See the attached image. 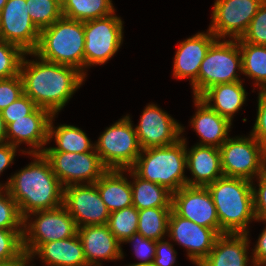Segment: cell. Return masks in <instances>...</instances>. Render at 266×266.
I'll return each instance as SVG.
<instances>
[{
	"instance_id": "6da1fadb",
	"label": "cell",
	"mask_w": 266,
	"mask_h": 266,
	"mask_svg": "<svg viewBox=\"0 0 266 266\" xmlns=\"http://www.w3.org/2000/svg\"><path fill=\"white\" fill-rule=\"evenodd\" d=\"M37 59L34 61L27 60L25 55L23 57L20 75L24 94L38 107L57 115L86 76L75 67Z\"/></svg>"
},
{
	"instance_id": "7a4b0ae2",
	"label": "cell",
	"mask_w": 266,
	"mask_h": 266,
	"mask_svg": "<svg viewBox=\"0 0 266 266\" xmlns=\"http://www.w3.org/2000/svg\"><path fill=\"white\" fill-rule=\"evenodd\" d=\"M34 157L6 182L7 191L17 202L20 214L51 210L63 205L64 187L53 173L50 162L43 153L28 154Z\"/></svg>"
},
{
	"instance_id": "3957f363",
	"label": "cell",
	"mask_w": 266,
	"mask_h": 266,
	"mask_svg": "<svg viewBox=\"0 0 266 266\" xmlns=\"http://www.w3.org/2000/svg\"><path fill=\"white\" fill-rule=\"evenodd\" d=\"M210 192L220 224V235L248 234V224L256 221L253 207L252 182L222 176L206 186Z\"/></svg>"
},
{
	"instance_id": "277c9868",
	"label": "cell",
	"mask_w": 266,
	"mask_h": 266,
	"mask_svg": "<svg viewBox=\"0 0 266 266\" xmlns=\"http://www.w3.org/2000/svg\"><path fill=\"white\" fill-rule=\"evenodd\" d=\"M84 43V22L62 16L51 26L40 30L37 48L25 55L72 66L84 74Z\"/></svg>"
},
{
	"instance_id": "5b68a950",
	"label": "cell",
	"mask_w": 266,
	"mask_h": 266,
	"mask_svg": "<svg viewBox=\"0 0 266 266\" xmlns=\"http://www.w3.org/2000/svg\"><path fill=\"white\" fill-rule=\"evenodd\" d=\"M185 168L186 138L182 136L176 143L168 146L142 149L130 169L138 177L157 183L174 193L187 186Z\"/></svg>"
},
{
	"instance_id": "8992f818",
	"label": "cell",
	"mask_w": 266,
	"mask_h": 266,
	"mask_svg": "<svg viewBox=\"0 0 266 266\" xmlns=\"http://www.w3.org/2000/svg\"><path fill=\"white\" fill-rule=\"evenodd\" d=\"M236 69L242 72L238 39H216L201 63L198 80L192 85L193 97H200L211 86L242 81Z\"/></svg>"
},
{
	"instance_id": "52a82bcc",
	"label": "cell",
	"mask_w": 266,
	"mask_h": 266,
	"mask_svg": "<svg viewBox=\"0 0 266 266\" xmlns=\"http://www.w3.org/2000/svg\"><path fill=\"white\" fill-rule=\"evenodd\" d=\"M94 144L107 169H130L142 150L128 115L107 127Z\"/></svg>"
},
{
	"instance_id": "ba28073f",
	"label": "cell",
	"mask_w": 266,
	"mask_h": 266,
	"mask_svg": "<svg viewBox=\"0 0 266 266\" xmlns=\"http://www.w3.org/2000/svg\"><path fill=\"white\" fill-rule=\"evenodd\" d=\"M221 167L226 177L253 182L266 170V147L251 134L229 137L220 147Z\"/></svg>"
},
{
	"instance_id": "9c48e42d",
	"label": "cell",
	"mask_w": 266,
	"mask_h": 266,
	"mask_svg": "<svg viewBox=\"0 0 266 266\" xmlns=\"http://www.w3.org/2000/svg\"><path fill=\"white\" fill-rule=\"evenodd\" d=\"M77 230L74 218L63 205L32 212L23 222V250L31 256L43 243L71 238Z\"/></svg>"
},
{
	"instance_id": "30bf717a",
	"label": "cell",
	"mask_w": 266,
	"mask_h": 266,
	"mask_svg": "<svg viewBox=\"0 0 266 266\" xmlns=\"http://www.w3.org/2000/svg\"><path fill=\"white\" fill-rule=\"evenodd\" d=\"M123 21L115 13L84 22V75L86 68L103 65L119 50L123 41Z\"/></svg>"
},
{
	"instance_id": "8fae6325",
	"label": "cell",
	"mask_w": 266,
	"mask_h": 266,
	"mask_svg": "<svg viewBox=\"0 0 266 266\" xmlns=\"http://www.w3.org/2000/svg\"><path fill=\"white\" fill-rule=\"evenodd\" d=\"M50 162L53 173L63 187L80 184H94L108 169L95 151L43 152Z\"/></svg>"
},
{
	"instance_id": "7c38bea8",
	"label": "cell",
	"mask_w": 266,
	"mask_h": 266,
	"mask_svg": "<svg viewBox=\"0 0 266 266\" xmlns=\"http://www.w3.org/2000/svg\"><path fill=\"white\" fill-rule=\"evenodd\" d=\"M261 0H216L209 30L217 39H240L256 15Z\"/></svg>"
},
{
	"instance_id": "4fadbf2b",
	"label": "cell",
	"mask_w": 266,
	"mask_h": 266,
	"mask_svg": "<svg viewBox=\"0 0 266 266\" xmlns=\"http://www.w3.org/2000/svg\"><path fill=\"white\" fill-rule=\"evenodd\" d=\"M26 0H7L0 11V39L14 44L25 53L37 48L40 30L32 22Z\"/></svg>"
},
{
	"instance_id": "5bb4252c",
	"label": "cell",
	"mask_w": 266,
	"mask_h": 266,
	"mask_svg": "<svg viewBox=\"0 0 266 266\" xmlns=\"http://www.w3.org/2000/svg\"><path fill=\"white\" fill-rule=\"evenodd\" d=\"M63 206L74 218L78 228L107 224L110 211L95 184L70 185L64 188Z\"/></svg>"
},
{
	"instance_id": "9a60e30c",
	"label": "cell",
	"mask_w": 266,
	"mask_h": 266,
	"mask_svg": "<svg viewBox=\"0 0 266 266\" xmlns=\"http://www.w3.org/2000/svg\"><path fill=\"white\" fill-rule=\"evenodd\" d=\"M141 149L168 146L182 138L184 127L155 104H148L135 127Z\"/></svg>"
},
{
	"instance_id": "2e32d148",
	"label": "cell",
	"mask_w": 266,
	"mask_h": 266,
	"mask_svg": "<svg viewBox=\"0 0 266 266\" xmlns=\"http://www.w3.org/2000/svg\"><path fill=\"white\" fill-rule=\"evenodd\" d=\"M172 210L180 217L213 229L220 235L216 207L207 187L183 186L172 193Z\"/></svg>"
},
{
	"instance_id": "e0dca14e",
	"label": "cell",
	"mask_w": 266,
	"mask_h": 266,
	"mask_svg": "<svg viewBox=\"0 0 266 266\" xmlns=\"http://www.w3.org/2000/svg\"><path fill=\"white\" fill-rule=\"evenodd\" d=\"M168 237L187 250V257L199 265L213 249L219 236L213 229L178 216L173 210L168 221Z\"/></svg>"
},
{
	"instance_id": "ac0fdd59",
	"label": "cell",
	"mask_w": 266,
	"mask_h": 266,
	"mask_svg": "<svg viewBox=\"0 0 266 266\" xmlns=\"http://www.w3.org/2000/svg\"><path fill=\"white\" fill-rule=\"evenodd\" d=\"M53 114L44 108L37 107L31 114L12 119L6 126V142L18 148L22 143L31 146L30 150H20L23 154L43 153L49 143V123Z\"/></svg>"
},
{
	"instance_id": "d6986e66",
	"label": "cell",
	"mask_w": 266,
	"mask_h": 266,
	"mask_svg": "<svg viewBox=\"0 0 266 266\" xmlns=\"http://www.w3.org/2000/svg\"><path fill=\"white\" fill-rule=\"evenodd\" d=\"M77 235L89 266H101V260L114 261L124 258L121 243L111 233L107 224L80 227Z\"/></svg>"
},
{
	"instance_id": "ffe728a7",
	"label": "cell",
	"mask_w": 266,
	"mask_h": 266,
	"mask_svg": "<svg viewBox=\"0 0 266 266\" xmlns=\"http://www.w3.org/2000/svg\"><path fill=\"white\" fill-rule=\"evenodd\" d=\"M217 37L208 29L180 42L173 61V76L190 79L191 86L198 80V73L205 55Z\"/></svg>"
},
{
	"instance_id": "44dd1931",
	"label": "cell",
	"mask_w": 266,
	"mask_h": 266,
	"mask_svg": "<svg viewBox=\"0 0 266 266\" xmlns=\"http://www.w3.org/2000/svg\"><path fill=\"white\" fill-rule=\"evenodd\" d=\"M186 164L193 178H187V186L206 187L224 176L220 150L214 146L195 144L189 150L186 144Z\"/></svg>"
},
{
	"instance_id": "7402d4cb",
	"label": "cell",
	"mask_w": 266,
	"mask_h": 266,
	"mask_svg": "<svg viewBox=\"0 0 266 266\" xmlns=\"http://www.w3.org/2000/svg\"><path fill=\"white\" fill-rule=\"evenodd\" d=\"M197 110L192 116L191 126L200 137L197 145L219 148L228 138L232 123L212 110L199 97H193Z\"/></svg>"
},
{
	"instance_id": "603a6c76",
	"label": "cell",
	"mask_w": 266,
	"mask_h": 266,
	"mask_svg": "<svg viewBox=\"0 0 266 266\" xmlns=\"http://www.w3.org/2000/svg\"><path fill=\"white\" fill-rule=\"evenodd\" d=\"M249 244L248 234H221L208 256L196 266H247Z\"/></svg>"
},
{
	"instance_id": "cb8c5ba5",
	"label": "cell",
	"mask_w": 266,
	"mask_h": 266,
	"mask_svg": "<svg viewBox=\"0 0 266 266\" xmlns=\"http://www.w3.org/2000/svg\"><path fill=\"white\" fill-rule=\"evenodd\" d=\"M36 255L45 266H89L77 234L71 238L43 243L31 258Z\"/></svg>"
},
{
	"instance_id": "d4e9b609",
	"label": "cell",
	"mask_w": 266,
	"mask_h": 266,
	"mask_svg": "<svg viewBox=\"0 0 266 266\" xmlns=\"http://www.w3.org/2000/svg\"><path fill=\"white\" fill-rule=\"evenodd\" d=\"M247 94L242 81H238L211 86L199 98L232 123L234 114L245 104Z\"/></svg>"
},
{
	"instance_id": "484cf974",
	"label": "cell",
	"mask_w": 266,
	"mask_h": 266,
	"mask_svg": "<svg viewBox=\"0 0 266 266\" xmlns=\"http://www.w3.org/2000/svg\"><path fill=\"white\" fill-rule=\"evenodd\" d=\"M125 170L108 169L94 184L110 213L132 206L131 183Z\"/></svg>"
},
{
	"instance_id": "4316f807",
	"label": "cell",
	"mask_w": 266,
	"mask_h": 266,
	"mask_svg": "<svg viewBox=\"0 0 266 266\" xmlns=\"http://www.w3.org/2000/svg\"><path fill=\"white\" fill-rule=\"evenodd\" d=\"M55 115L49 123L48 142L54 138L57 147H45L43 152H91L95 149V144L91 143L87 134L80 128L61 124L55 127L53 124Z\"/></svg>"
},
{
	"instance_id": "83f0119b",
	"label": "cell",
	"mask_w": 266,
	"mask_h": 266,
	"mask_svg": "<svg viewBox=\"0 0 266 266\" xmlns=\"http://www.w3.org/2000/svg\"><path fill=\"white\" fill-rule=\"evenodd\" d=\"M134 179L131 183L132 204L138 210L155 207H172V193L165 187L138 177L131 169H126Z\"/></svg>"
},
{
	"instance_id": "f1b7e54d",
	"label": "cell",
	"mask_w": 266,
	"mask_h": 266,
	"mask_svg": "<svg viewBox=\"0 0 266 266\" xmlns=\"http://www.w3.org/2000/svg\"><path fill=\"white\" fill-rule=\"evenodd\" d=\"M242 55V74L254 80L259 89L266 88V46L238 39Z\"/></svg>"
},
{
	"instance_id": "f546056e",
	"label": "cell",
	"mask_w": 266,
	"mask_h": 266,
	"mask_svg": "<svg viewBox=\"0 0 266 266\" xmlns=\"http://www.w3.org/2000/svg\"><path fill=\"white\" fill-rule=\"evenodd\" d=\"M115 13L112 0H66L62 15L68 19L88 21L104 18Z\"/></svg>"
},
{
	"instance_id": "4dcf8cb0",
	"label": "cell",
	"mask_w": 266,
	"mask_h": 266,
	"mask_svg": "<svg viewBox=\"0 0 266 266\" xmlns=\"http://www.w3.org/2000/svg\"><path fill=\"white\" fill-rule=\"evenodd\" d=\"M172 207H155L138 210L137 232L143 237L158 241L168 233V221Z\"/></svg>"
},
{
	"instance_id": "1f68e13d",
	"label": "cell",
	"mask_w": 266,
	"mask_h": 266,
	"mask_svg": "<svg viewBox=\"0 0 266 266\" xmlns=\"http://www.w3.org/2000/svg\"><path fill=\"white\" fill-rule=\"evenodd\" d=\"M138 219V209L132 205L110 213L107 225L116 239L124 244L128 238L137 233Z\"/></svg>"
},
{
	"instance_id": "d6a6232c",
	"label": "cell",
	"mask_w": 266,
	"mask_h": 266,
	"mask_svg": "<svg viewBox=\"0 0 266 266\" xmlns=\"http://www.w3.org/2000/svg\"><path fill=\"white\" fill-rule=\"evenodd\" d=\"M26 6L32 22L42 30L51 26L62 15V5L56 0H26Z\"/></svg>"
},
{
	"instance_id": "836d02e7",
	"label": "cell",
	"mask_w": 266,
	"mask_h": 266,
	"mask_svg": "<svg viewBox=\"0 0 266 266\" xmlns=\"http://www.w3.org/2000/svg\"><path fill=\"white\" fill-rule=\"evenodd\" d=\"M24 55L21 48L0 39V79L19 75Z\"/></svg>"
},
{
	"instance_id": "e575fe53",
	"label": "cell",
	"mask_w": 266,
	"mask_h": 266,
	"mask_svg": "<svg viewBox=\"0 0 266 266\" xmlns=\"http://www.w3.org/2000/svg\"><path fill=\"white\" fill-rule=\"evenodd\" d=\"M23 222L24 218L20 214L17 202L10 196L7 189L0 188V228L23 230Z\"/></svg>"
},
{
	"instance_id": "d590c367",
	"label": "cell",
	"mask_w": 266,
	"mask_h": 266,
	"mask_svg": "<svg viewBox=\"0 0 266 266\" xmlns=\"http://www.w3.org/2000/svg\"><path fill=\"white\" fill-rule=\"evenodd\" d=\"M23 251V230L0 228V262L12 260Z\"/></svg>"
},
{
	"instance_id": "8d00e7d4",
	"label": "cell",
	"mask_w": 266,
	"mask_h": 266,
	"mask_svg": "<svg viewBox=\"0 0 266 266\" xmlns=\"http://www.w3.org/2000/svg\"><path fill=\"white\" fill-rule=\"evenodd\" d=\"M241 39L254 45L266 46V2L260 5Z\"/></svg>"
},
{
	"instance_id": "74e56055",
	"label": "cell",
	"mask_w": 266,
	"mask_h": 266,
	"mask_svg": "<svg viewBox=\"0 0 266 266\" xmlns=\"http://www.w3.org/2000/svg\"><path fill=\"white\" fill-rule=\"evenodd\" d=\"M133 243L137 258L141 259L135 265H152L156 251V241L143 237L140 233H134L124 243Z\"/></svg>"
},
{
	"instance_id": "f35d334b",
	"label": "cell",
	"mask_w": 266,
	"mask_h": 266,
	"mask_svg": "<svg viewBox=\"0 0 266 266\" xmlns=\"http://www.w3.org/2000/svg\"><path fill=\"white\" fill-rule=\"evenodd\" d=\"M24 94L21 75L0 79V111Z\"/></svg>"
},
{
	"instance_id": "ab89813d",
	"label": "cell",
	"mask_w": 266,
	"mask_h": 266,
	"mask_svg": "<svg viewBox=\"0 0 266 266\" xmlns=\"http://www.w3.org/2000/svg\"><path fill=\"white\" fill-rule=\"evenodd\" d=\"M38 106L25 94L16 101L1 110L5 125L12 122V119H20L31 114Z\"/></svg>"
},
{
	"instance_id": "60d3db41",
	"label": "cell",
	"mask_w": 266,
	"mask_h": 266,
	"mask_svg": "<svg viewBox=\"0 0 266 266\" xmlns=\"http://www.w3.org/2000/svg\"><path fill=\"white\" fill-rule=\"evenodd\" d=\"M259 90L257 117L250 134L266 147V88Z\"/></svg>"
},
{
	"instance_id": "b9f144b4",
	"label": "cell",
	"mask_w": 266,
	"mask_h": 266,
	"mask_svg": "<svg viewBox=\"0 0 266 266\" xmlns=\"http://www.w3.org/2000/svg\"><path fill=\"white\" fill-rule=\"evenodd\" d=\"M258 187L252 182L253 207L256 220H266V170L257 178Z\"/></svg>"
},
{
	"instance_id": "7bdbcfd3",
	"label": "cell",
	"mask_w": 266,
	"mask_h": 266,
	"mask_svg": "<svg viewBox=\"0 0 266 266\" xmlns=\"http://www.w3.org/2000/svg\"><path fill=\"white\" fill-rule=\"evenodd\" d=\"M176 250L173 245L163 239L156 241V251L152 266H174L176 263Z\"/></svg>"
},
{
	"instance_id": "ee69618b",
	"label": "cell",
	"mask_w": 266,
	"mask_h": 266,
	"mask_svg": "<svg viewBox=\"0 0 266 266\" xmlns=\"http://www.w3.org/2000/svg\"><path fill=\"white\" fill-rule=\"evenodd\" d=\"M256 221H264L266 223V220ZM262 231L254 249H252L253 255L250 256L252 257L253 266H266V226Z\"/></svg>"
},
{
	"instance_id": "f6af8a7d",
	"label": "cell",
	"mask_w": 266,
	"mask_h": 266,
	"mask_svg": "<svg viewBox=\"0 0 266 266\" xmlns=\"http://www.w3.org/2000/svg\"><path fill=\"white\" fill-rule=\"evenodd\" d=\"M17 150V147L8 142L0 143V174L13 163ZM7 186L6 183L0 184V188L7 189Z\"/></svg>"
},
{
	"instance_id": "bcb514c9",
	"label": "cell",
	"mask_w": 266,
	"mask_h": 266,
	"mask_svg": "<svg viewBox=\"0 0 266 266\" xmlns=\"http://www.w3.org/2000/svg\"><path fill=\"white\" fill-rule=\"evenodd\" d=\"M33 259L31 258V256L23 251L18 257L12 259V260H8L5 262H0V266H33V265H28L31 264L30 262Z\"/></svg>"
},
{
	"instance_id": "7dc6e473",
	"label": "cell",
	"mask_w": 266,
	"mask_h": 266,
	"mask_svg": "<svg viewBox=\"0 0 266 266\" xmlns=\"http://www.w3.org/2000/svg\"><path fill=\"white\" fill-rule=\"evenodd\" d=\"M6 142V125L0 111V143Z\"/></svg>"
},
{
	"instance_id": "c3c4849f",
	"label": "cell",
	"mask_w": 266,
	"mask_h": 266,
	"mask_svg": "<svg viewBox=\"0 0 266 266\" xmlns=\"http://www.w3.org/2000/svg\"><path fill=\"white\" fill-rule=\"evenodd\" d=\"M6 3H7V0H0V11L3 9Z\"/></svg>"
},
{
	"instance_id": "681fc988",
	"label": "cell",
	"mask_w": 266,
	"mask_h": 266,
	"mask_svg": "<svg viewBox=\"0 0 266 266\" xmlns=\"http://www.w3.org/2000/svg\"><path fill=\"white\" fill-rule=\"evenodd\" d=\"M59 4L63 5L66 0H56Z\"/></svg>"
},
{
	"instance_id": "f907efd6",
	"label": "cell",
	"mask_w": 266,
	"mask_h": 266,
	"mask_svg": "<svg viewBox=\"0 0 266 266\" xmlns=\"http://www.w3.org/2000/svg\"><path fill=\"white\" fill-rule=\"evenodd\" d=\"M127 266H152V265H135V264H131V265H127Z\"/></svg>"
}]
</instances>
